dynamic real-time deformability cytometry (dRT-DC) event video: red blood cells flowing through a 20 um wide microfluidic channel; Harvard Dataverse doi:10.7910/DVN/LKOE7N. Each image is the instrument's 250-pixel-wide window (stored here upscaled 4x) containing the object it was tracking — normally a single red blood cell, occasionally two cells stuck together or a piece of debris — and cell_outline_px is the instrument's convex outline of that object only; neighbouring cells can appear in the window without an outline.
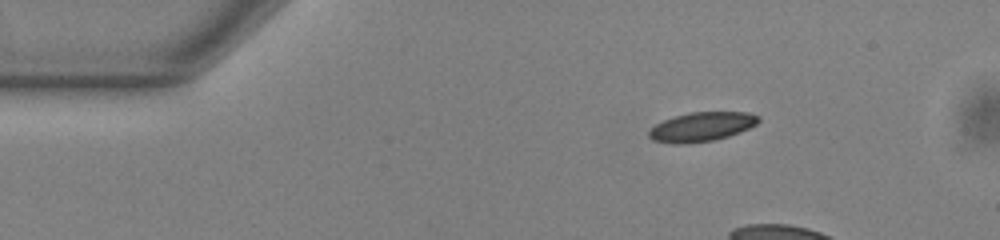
{"species": "common noctule bat (a hibernating species)", "species_latin": "Nyctalus noctula", "temperature_condition": "warm", "stored_images_in_passage": 10, "camera_frame_rate_fps": 3000, "um_per_image_px": 0.085, "animal": {"sex": "male", "body_mass_g": 13.0, "forearm_length_mm": 53.1}, "frame": {"image": 1, "passage_image": 1, "time_ms": 0.0, "image_size_px": [1000, 240], "cell_outline_px": [[760, 120], [756, 124], [740, 132], [728, 136], [712, 140], [688, 144], [672, 144], [652, 140], [648, 136], [648, 132], [656, 124], [664, 120], [688, 112], [748, 112], [760, 116]], "centroid_in_image_um": [59.63, 10.78], "position_along_channel_um": 25.4, "area_um2": 18.67}}